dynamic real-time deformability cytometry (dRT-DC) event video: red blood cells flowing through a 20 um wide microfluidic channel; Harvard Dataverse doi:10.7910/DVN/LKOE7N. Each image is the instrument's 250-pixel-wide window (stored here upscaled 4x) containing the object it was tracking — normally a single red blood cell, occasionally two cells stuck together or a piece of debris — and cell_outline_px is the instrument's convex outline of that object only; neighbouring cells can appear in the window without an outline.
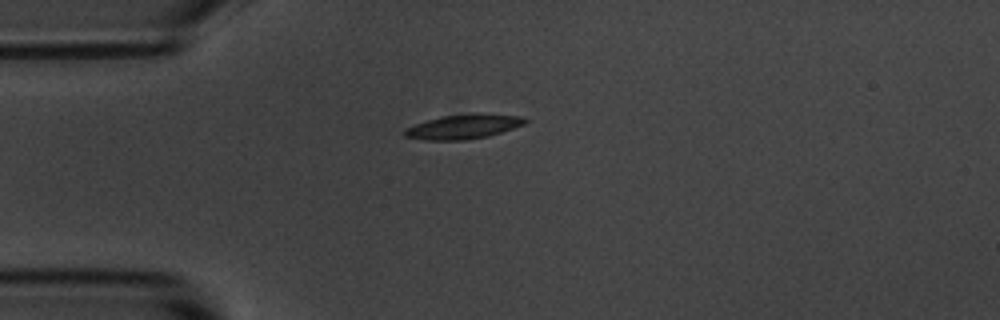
{"species": "common noctule bat (a hibernating species)", "species_latin": "Nyctalus noctula", "temperature_condition": "room temperature", "stored_images_in_passage": 42, "camera_frame_rate_fps": 3000, "um_per_image_px": 0.085, "animal": {"sex": "male", "body_mass_g": 20.1, "forearm_length_mm": 53.5}, "frame": {"image": 1, "passage_image": 1, "time_ms": 0.0, "image_size_px": [1000, 320], "cell_outline_px": [[528, 120], [524, 124], [488, 136], [464, 140], [424, 140], [404, 136], [404, 132], [408, 128], [416, 124], [428, 120], [444, 116], [476, 112], [516, 116]], "centroid_in_image_um": [39.39, 10.76], "position_along_channel_um": 45.6, "area_um2": 16.88}}
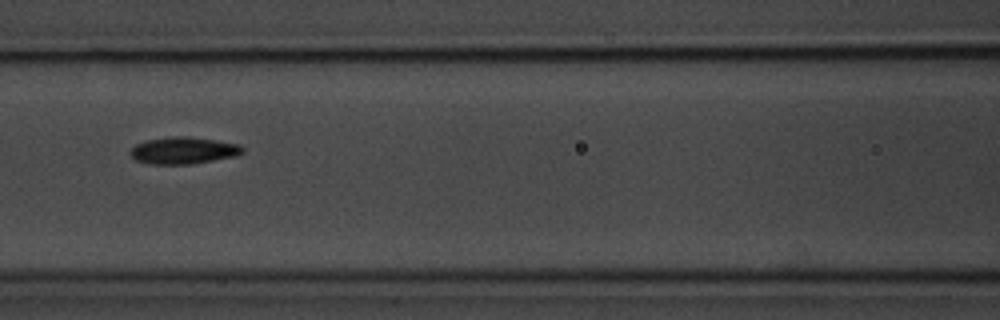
{"frame": {"image": 2, "passage_image": 11, "time_ms": 3.333, "image_size_px": [1000, 320], "cell_outline_px": [[244, 152], [236, 156], [192, 164], [148, 164], [136, 160], [128, 152], [136, 144], [148, 140], [172, 136], [188, 136], [216, 140], [240, 144], [244, 148]], "centroid_in_image_um": [15.61, 12.79], "position_along_channel_um": 151.0, "area_um2": 17.69}}
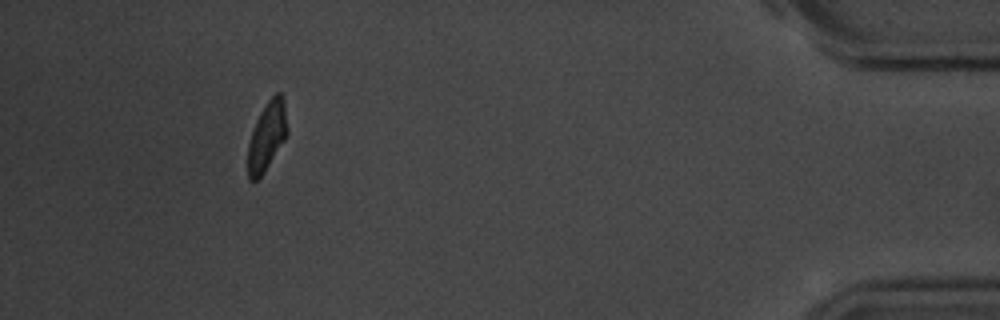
{"frame": {"image": 3, "passage_image": 38, "time_ms": 12.333, "image_size_px": [1000, 320], "cell_outline_px": [[288, 132], [284, 140], [264, 172], [256, 180], [248, 180], [248, 144], [256, 120], [260, 112], [268, 100], [276, 92], [280, 92], [284, 100], [288, 128]], "centroid_in_image_um": [22.7, 11.55], "position_along_channel_um": 412.5, "area_um2": 15.66}, "authors_computed_cell_mechanics": {"area_um2": 16.9643, "velocity_mm_per_s": 3.6034, "shape_relaxation_time_tau1_ms": 3.1587, "shape_relaxation_time_tau2_ms": 3.6466, "deformation_change_tau1": 0.1214, "deformation_change_tau2": 0.0819}}